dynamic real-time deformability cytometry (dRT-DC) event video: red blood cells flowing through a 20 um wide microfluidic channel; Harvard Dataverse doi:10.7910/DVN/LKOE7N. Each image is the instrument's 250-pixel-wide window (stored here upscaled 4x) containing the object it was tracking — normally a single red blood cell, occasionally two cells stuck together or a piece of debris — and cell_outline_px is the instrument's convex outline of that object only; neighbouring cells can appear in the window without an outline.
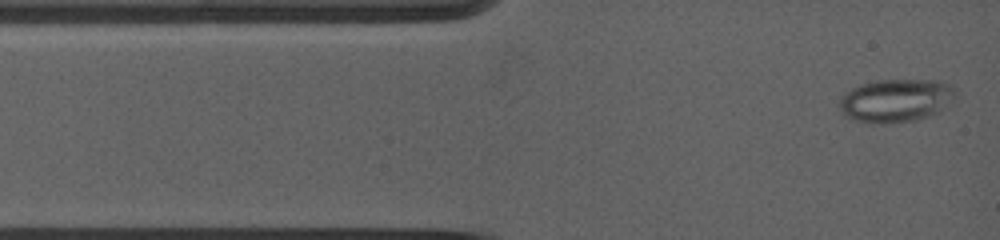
{"species": "common noctule bat (a hibernating species)", "species_latin": "Nyctalus noctula", "temperature_condition": "warm", "stored_images_in_passage": 65, "camera_frame_rate_fps": 5000, "um_per_image_px": 0.085, "animal": {"sex": "female", "body_mass_g": 19.0, "forearm_length_mm": 53.3}, "frame": {"image": 1, "passage_image": 1, "time_ms": 0.0, "image_size_px": [1000, 240], "cell_outline_px": [[952, 92], [944, 108], [928, 116], [912, 120], [860, 120], [848, 116], [840, 108], [840, 100], [848, 92], [856, 88], [868, 84], [892, 80], [904, 80], [940, 84], [948, 88]], "centroid_in_image_um": [76.08, 8.55], "position_along_channel_um": 8.9, "area_um2": 25.89}}
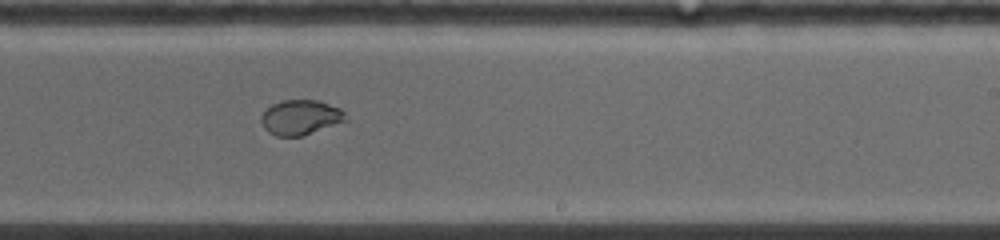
{"frame": {"image": 2, "passage_image": 35, "time_ms": 7.6, "image_size_px": [1000, 240], "cell_outline_px": [[348, 120], [300, 136], [276, 136], [268, 132], [264, 124], [264, 112], [272, 104], [284, 100], [316, 100], [340, 108], [344, 112]], "centroid_in_image_um": [25.59, 9.97], "position_along_channel_um": 263.4, "area_um2": 16.65}}
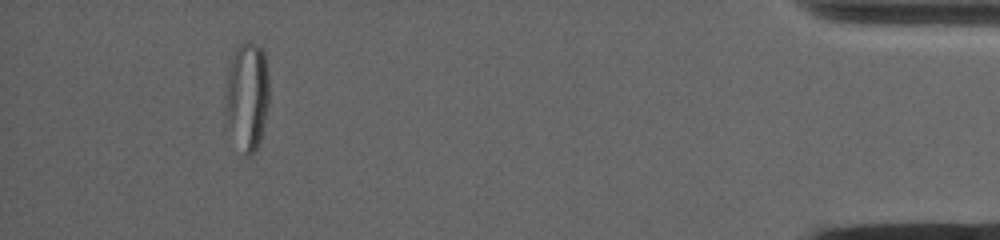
{"frame": {"image": 3, "passage_image": 65, "time_ms": 13.6, "image_size_px": [1000, 240], "cell_outline_px": [[268, 100], [264, 124], [256, 148], [248, 156], [244, 152], [224, 104], [228, 56], [240, 44], [252, 44], [260, 48], [264, 52], [268, 80]], "centroid_in_image_um": [21.0, 7.99], "position_along_channel_um": 414.2, "area_um2": 26.36}}